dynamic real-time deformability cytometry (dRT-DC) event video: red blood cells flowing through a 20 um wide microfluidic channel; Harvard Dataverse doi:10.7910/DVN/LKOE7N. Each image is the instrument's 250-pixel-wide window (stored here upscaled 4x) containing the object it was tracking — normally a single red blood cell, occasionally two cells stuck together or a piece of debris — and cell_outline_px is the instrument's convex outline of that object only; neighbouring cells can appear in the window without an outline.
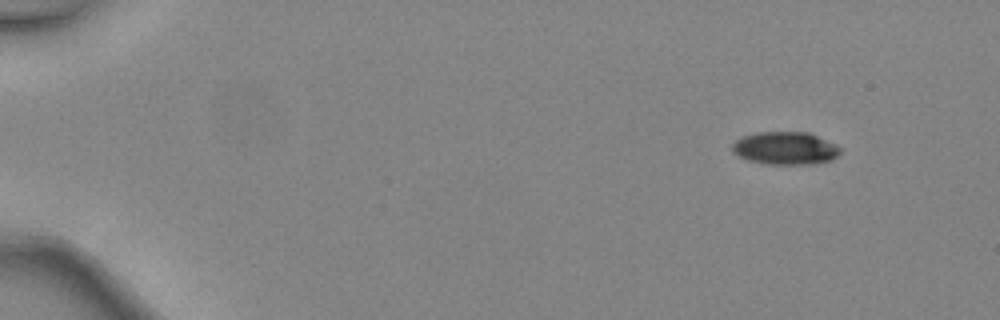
{"species": "common noctule bat (a hibernating species)", "species_latin": "Nyctalus noctula", "temperature_condition": "warm", "stored_images_in_passage": 15, "camera_frame_rate_fps": 3000, "um_per_image_px": 0.085, "animal": {"sex": "female", "body_mass_g": 24.6, "forearm_length_mm": 56.2}, "frame": {"image": 1, "passage_image": 2, "time_ms": 0.333, "image_size_px": [1000, 320], "cell_outline_px": [[840, 152], [832, 160], [816, 164], [768, 164], [748, 160], [732, 152], [732, 144], [736, 140], [744, 136], [756, 132], [808, 132], [836, 144], [840, 148]], "centroid_in_image_um": [66.76, 12.6], "position_along_channel_um": 18.2, "area_um2": 20.63}}
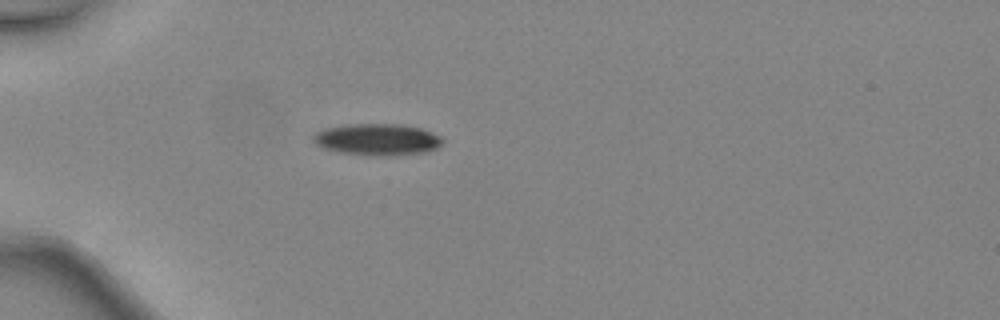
{"frame": {"image": 2, "passage_image": 12, "time_ms": 3.667, "image_size_px": [1000, 320], "cell_outline_px": [[444, 144], [440, 148], [428, 152], [384, 156], [380, 156], [340, 152], [324, 148], [316, 144], [312, 140], [312, 136], [316, 132], [324, 128], [344, 124], [400, 124], [420, 128], [432, 132], [440, 136], [444, 140]], "centroid_in_image_um": [32.11, 11.85], "position_along_channel_um": 52.9, "area_um2": 24.1}}